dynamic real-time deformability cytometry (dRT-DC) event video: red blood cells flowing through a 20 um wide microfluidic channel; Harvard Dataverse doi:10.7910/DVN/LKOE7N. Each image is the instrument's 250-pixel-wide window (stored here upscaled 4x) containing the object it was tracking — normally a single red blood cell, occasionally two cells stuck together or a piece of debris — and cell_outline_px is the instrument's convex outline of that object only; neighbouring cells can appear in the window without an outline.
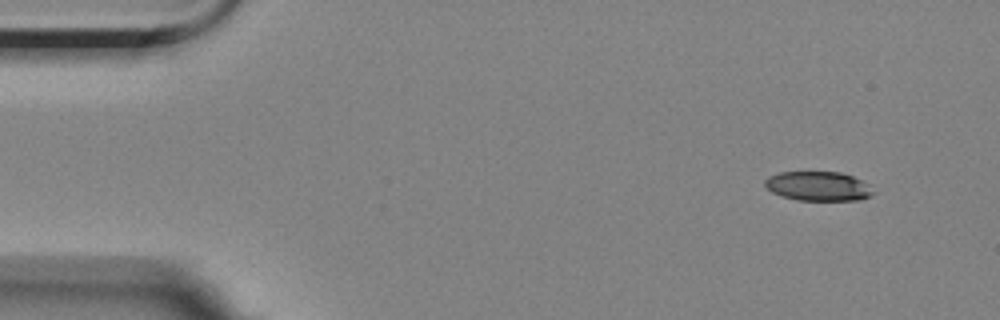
{"species": "Egyptian fruit bat (a non-hibernating species)", "species_latin": "Rousettus aegyptiacus", "temperature_condition": "room temperature", "stored_images_in_passage": 4, "camera_frame_rate_fps": 3000, "um_per_image_px": 0.085, "animal": {"sex": "female"}, "frame": {"image": 1, "passage_image": 1, "time_ms": 0.0, "image_size_px": [1000, 320], "cell_outline_px": [[876, 192], [872, 196], [860, 200], [796, 200], [780, 196], [772, 192], [764, 184], [764, 180], [768, 176], [780, 172], [840, 172], [852, 176], [868, 184]], "centroid_in_image_um": [69.56, 15.83], "position_along_channel_um": 15.4, "area_um2": 18.67}}
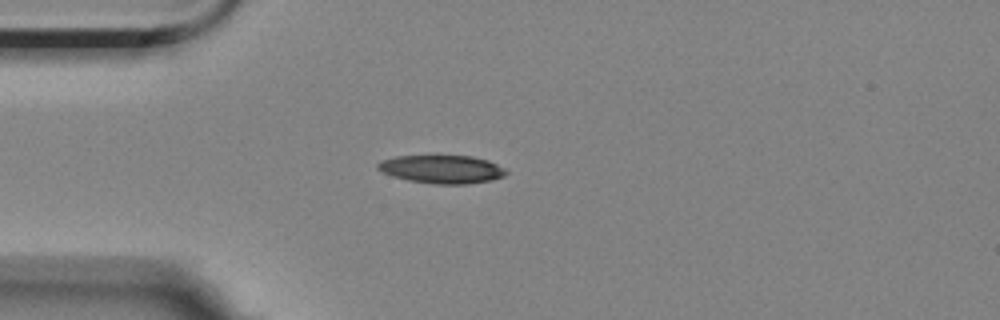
{"frame": {"image": 2, "passage_image": 4, "time_ms": 3.333, "image_size_px": [1000, 320], "cell_outline_px": [[508, 172], [504, 176], [492, 180], [468, 184], [436, 184], [408, 180], [392, 176], [376, 168], [376, 164], [384, 160], [396, 156], [472, 156], [488, 160], [504, 168]], "centroid_in_image_um": [37.58, 14.39], "position_along_channel_um": 47.4, "area_um2": 20.98}}